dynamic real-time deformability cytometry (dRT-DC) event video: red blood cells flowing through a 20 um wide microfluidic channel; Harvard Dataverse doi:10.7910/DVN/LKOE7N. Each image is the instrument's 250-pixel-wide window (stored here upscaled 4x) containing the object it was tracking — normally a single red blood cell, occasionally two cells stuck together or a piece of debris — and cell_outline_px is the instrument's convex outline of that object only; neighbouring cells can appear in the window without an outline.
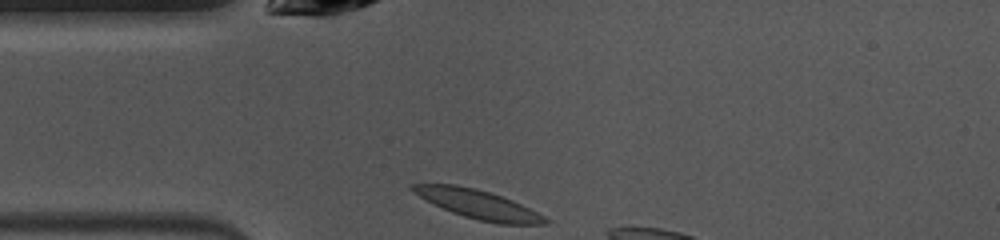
{"species": "common noctule bat (a hibernating species)", "species_latin": "Nyctalus noctula", "temperature_condition": "warm", "stored_images_in_passage": 5, "camera_frame_rate_fps": 3000, "um_per_image_px": 0.085, "animal": {"sex": "female", "body_mass_g": 10.0, "forearm_length_mm": 53.1}, "frame": {"image": 1, "passage_image": 1, "time_ms": 0.0, "image_size_px": [1000, 240], "cell_outline_px": [[552, 220], [548, 224], [496, 224], [464, 216], [452, 212], [432, 204], [412, 192], [408, 188], [408, 184], [456, 184], [476, 188], [512, 200]], "centroid_in_image_um": [40.6, 17.36], "position_along_channel_um": 44.4, "area_um2": 22.31}}
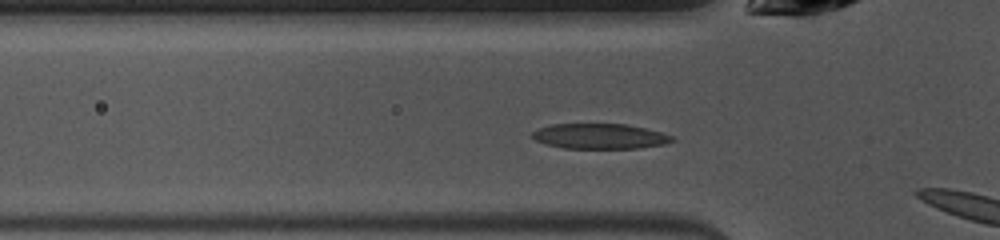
{"frame": {"image": 2, "passage_image": 4, "time_ms": 1.0, "image_size_px": [1000, 240], "cell_outline_px": [[676, 140], [664, 144], [640, 148], [564, 148], [544, 144], [536, 140], [532, 136], [532, 132], [540, 128], [552, 124], [628, 124], [660, 132], [672, 136]], "centroid_in_image_um": [50.99, 11.58], "position_along_channel_um": 74.8, "area_um2": 20.46}}